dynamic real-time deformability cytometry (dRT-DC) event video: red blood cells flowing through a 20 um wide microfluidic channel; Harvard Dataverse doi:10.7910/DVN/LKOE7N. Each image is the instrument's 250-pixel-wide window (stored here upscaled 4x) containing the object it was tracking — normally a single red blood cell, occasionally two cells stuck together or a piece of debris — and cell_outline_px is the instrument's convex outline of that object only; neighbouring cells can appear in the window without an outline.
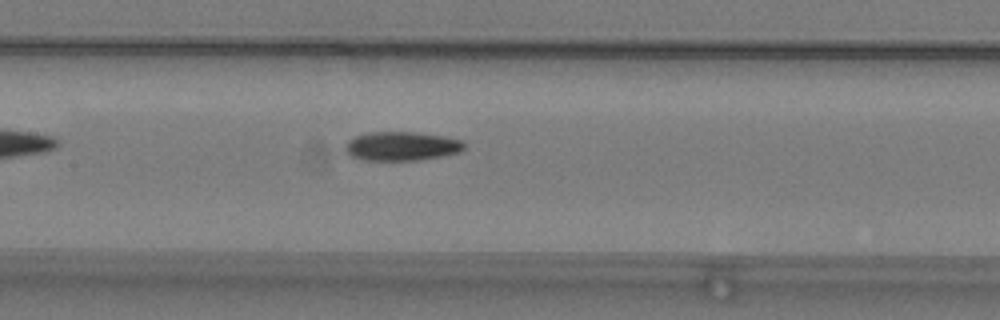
{"species": "common noctule bat (a hibernating species)", "species_latin": "Nyctalus noctula", "temperature_condition": "warm", "stored_images_in_passage": 34, "camera_frame_rate_fps": 3000, "um_per_image_px": 0.085, "animal": {"sex": "male", "body_mass_g": 19.2, "forearm_length_mm": 51.8}, "frame": {"image": 1, "passage_image": 11, "time_ms": 3.333, "image_size_px": [1000, 320], "cell_outline_px": [[464, 148], [460, 152], [440, 156], [416, 160], [364, 160], [352, 156], [344, 148], [348, 140], [356, 136], [368, 132], [420, 132], [444, 136], [464, 140]], "centroid_in_image_um": [34.16, 12.41], "position_along_channel_um": 173.2, "area_um2": 20.06}}
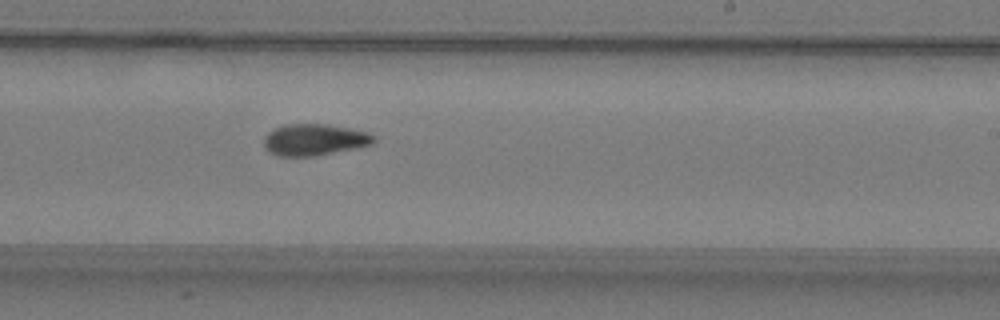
{"frame": {"image": 2, "passage_image": 18, "time_ms": 5.667, "image_size_px": [1000, 320], "cell_outline_px": [[376, 140], [372, 144], [356, 148], [316, 156], [276, 156], [268, 152], [264, 148], [264, 136], [272, 128], [284, 124], [324, 124], [352, 128], [368, 132], [376, 136]], "centroid_in_image_um": [26.7, 11.87], "position_along_channel_um": 262.3, "area_um2": 20.58}}
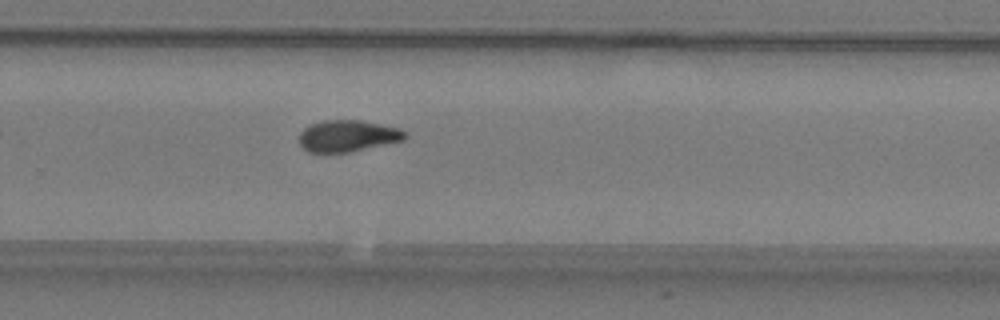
{"frame": {"image": 3, "passage_image": 21, "time_ms": 6.667, "image_size_px": [1000, 320], "cell_outline_px": [[408, 136], [404, 140], [348, 152], [308, 152], [300, 144], [300, 132], [308, 124], [320, 120], [360, 120], [400, 128], [408, 132]], "centroid_in_image_um": [29.56, 11.53], "position_along_channel_um": 300.2, "area_um2": 19.54}, "authors_computed_cell_mechanics": {"area_um2": 20.1722, "velocity_mm_per_s": 3.83, "shape_relaxation_time_tau1_ms": 4.1241, "shape_relaxation_time_tau2_ms": 3.7197, "deformation_change_tau1": 0.171, "deformation_change_tau2": 0.0976}}